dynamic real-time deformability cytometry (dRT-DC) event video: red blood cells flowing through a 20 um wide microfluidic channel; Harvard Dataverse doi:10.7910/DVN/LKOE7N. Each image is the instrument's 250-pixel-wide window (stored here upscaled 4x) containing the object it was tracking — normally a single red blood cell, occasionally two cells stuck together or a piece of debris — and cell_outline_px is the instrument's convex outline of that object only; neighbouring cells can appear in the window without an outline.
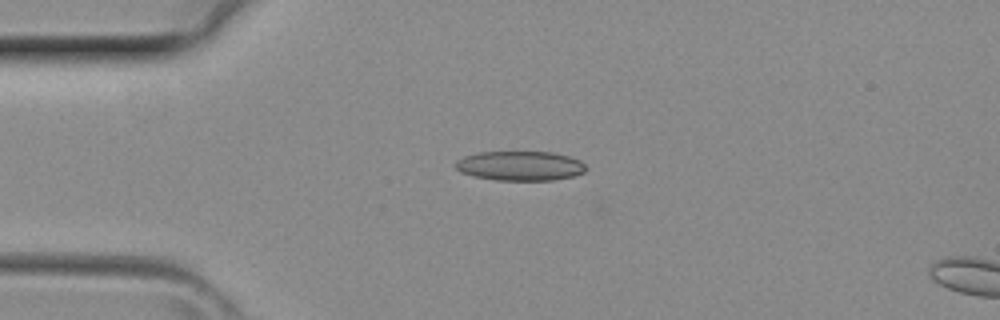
{"species": "common noctule bat (a hibernating species)", "species_latin": "Nyctalus noctula", "temperature_condition": "room temperature", "stored_images_in_passage": 3, "camera_frame_rate_fps": 3000, "um_per_image_px": 0.085, "animal": {"sex": "female", "body_mass_g": 29.2, "forearm_length_mm": 56.3}, "frame": {"image": 1, "passage_image": 2, "time_ms": 0.333, "image_size_px": [1000, 320], "cell_outline_px": [[588, 168], [584, 172], [572, 176], [552, 180], [496, 180], [472, 176], [460, 172], [456, 168], [456, 160], [464, 156], [476, 152], [552, 152], [572, 156], [580, 160]], "centroid_in_image_um": [44.21, 14.09], "position_along_channel_um": 40.8, "area_um2": 22.6}}